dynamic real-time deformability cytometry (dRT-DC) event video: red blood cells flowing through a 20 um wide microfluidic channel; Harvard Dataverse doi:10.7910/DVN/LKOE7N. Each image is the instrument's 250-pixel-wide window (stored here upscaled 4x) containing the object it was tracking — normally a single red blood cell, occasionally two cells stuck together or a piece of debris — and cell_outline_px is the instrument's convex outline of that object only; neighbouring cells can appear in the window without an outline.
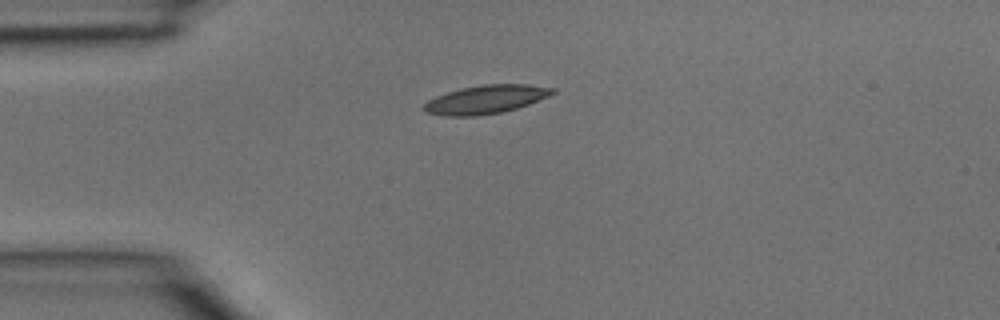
{"species": "common noctule bat (a hibernating species)", "species_latin": "Nyctalus noctula", "temperature_condition": "room temperature", "stored_images_in_passage": 2, "camera_frame_rate_fps": 3000, "um_per_image_px": 0.085, "animal": {"sex": "male", "body_mass_g": 15.6}, "frame": {"image": 1, "passage_image": 1, "time_ms": 0.0, "image_size_px": [1000, 320], "cell_outline_px": [[556, 92], [548, 96], [528, 104], [516, 108], [500, 112], [476, 116], [444, 116], [424, 112], [424, 104], [428, 100], [436, 96], [460, 88], [480, 84], [528, 84], [556, 88]], "centroid_in_image_um": [41.29, 8.44], "position_along_channel_um": 43.7, "area_um2": 21.33}}